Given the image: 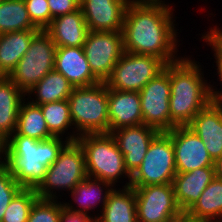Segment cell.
<instances>
[{
	"label": "cell",
	"instance_id": "cell-1",
	"mask_svg": "<svg viewBox=\"0 0 222 222\" xmlns=\"http://www.w3.org/2000/svg\"><path fill=\"white\" fill-rule=\"evenodd\" d=\"M169 4L164 0H131L121 31L124 52L151 55L166 64L182 58L177 54L180 41L179 29H175L174 3Z\"/></svg>",
	"mask_w": 222,
	"mask_h": 222
},
{
	"label": "cell",
	"instance_id": "cell-2",
	"mask_svg": "<svg viewBox=\"0 0 222 222\" xmlns=\"http://www.w3.org/2000/svg\"><path fill=\"white\" fill-rule=\"evenodd\" d=\"M199 63L184 55L170 63V119L175 126H188L211 103V82Z\"/></svg>",
	"mask_w": 222,
	"mask_h": 222
},
{
	"label": "cell",
	"instance_id": "cell-3",
	"mask_svg": "<svg viewBox=\"0 0 222 222\" xmlns=\"http://www.w3.org/2000/svg\"><path fill=\"white\" fill-rule=\"evenodd\" d=\"M68 142L60 137L39 141L23 135H11L8 138L6 165L22 188L36 189L43 181L47 168Z\"/></svg>",
	"mask_w": 222,
	"mask_h": 222
},
{
	"label": "cell",
	"instance_id": "cell-4",
	"mask_svg": "<svg viewBox=\"0 0 222 222\" xmlns=\"http://www.w3.org/2000/svg\"><path fill=\"white\" fill-rule=\"evenodd\" d=\"M76 141L83 149L88 177L106 181L113 187L128 178L122 187L130 186L131 175L111 133L83 134Z\"/></svg>",
	"mask_w": 222,
	"mask_h": 222
},
{
	"label": "cell",
	"instance_id": "cell-5",
	"mask_svg": "<svg viewBox=\"0 0 222 222\" xmlns=\"http://www.w3.org/2000/svg\"><path fill=\"white\" fill-rule=\"evenodd\" d=\"M68 104L77 136L109 133L108 87L104 82L73 88Z\"/></svg>",
	"mask_w": 222,
	"mask_h": 222
},
{
	"label": "cell",
	"instance_id": "cell-6",
	"mask_svg": "<svg viewBox=\"0 0 222 222\" xmlns=\"http://www.w3.org/2000/svg\"><path fill=\"white\" fill-rule=\"evenodd\" d=\"M86 177L82 147L77 141L68 142L54 163L47 168L43 181L35 191L41 199L59 200L62 195L57 192H71Z\"/></svg>",
	"mask_w": 222,
	"mask_h": 222
},
{
	"label": "cell",
	"instance_id": "cell-7",
	"mask_svg": "<svg viewBox=\"0 0 222 222\" xmlns=\"http://www.w3.org/2000/svg\"><path fill=\"white\" fill-rule=\"evenodd\" d=\"M56 49L51 36L40 30L8 77L26 94L54 69Z\"/></svg>",
	"mask_w": 222,
	"mask_h": 222
},
{
	"label": "cell",
	"instance_id": "cell-8",
	"mask_svg": "<svg viewBox=\"0 0 222 222\" xmlns=\"http://www.w3.org/2000/svg\"><path fill=\"white\" fill-rule=\"evenodd\" d=\"M177 174L171 137L160 132L150 143L144 159L131 176L130 186L173 183Z\"/></svg>",
	"mask_w": 222,
	"mask_h": 222
},
{
	"label": "cell",
	"instance_id": "cell-9",
	"mask_svg": "<svg viewBox=\"0 0 222 222\" xmlns=\"http://www.w3.org/2000/svg\"><path fill=\"white\" fill-rule=\"evenodd\" d=\"M166 63L151 55L124 52L104 82L108 89L139 92L165 70Z\"/></svg>",
	"mask_w": 222,
	"mask_h": 222
},
{
	"label": "cell",
	"instance_id": "cell-10",
	"mask_svg": "<svg viewBox=\"0 0 222 222\" xmlns=\"http://www.w3.org/2000/svg\"><path fill=\"white\" fill-rule=\"evenodd\" d=\"M143 124L160 132L176 127L170 119V64L154 79H151L140 91Z\"/></svg>",
	"mask_w": 222,
	"mask_h": 222
},
{
	"label": "cell",
	"instance_id": "cell-11",
	"mask_svg": "<svg viewBox=\"0 0 222 222\" xmlns=\"http://www.w3.org/2000/svg\"><path fill=\"white\" fill-rule=\"evenodd\" d=\"M83 49L92 73L105 82L124 53L122 32L88 31Z\"/></svg>",
	"mask_w": 222,
	"mask_h": 222
},
{
	"label": "cell",
	"instance_id": "cell-12",
	"mask_svg": "<svg viewBox=\"0 0 222 222\" xmlns=\"http://www.w3.org/2000/svg\"><path fill=\"white\" fill-rule=\"evenodd\" d=\"M133 188L138 222H167L183 213L176 203L172 183Z\"/></svg>",
	"mask_w": 222,
	"mask_h": 222
},
{
	"label": "cell",
	"instance_id": "cell-13",
	"mask_svg": "<svg viewBox=\"0 0 222 222\" xmlns=\"http://www.w3.org/2000/svg\"><path fill=\"white\" fill-rule=\"evenodd\" d=\"M172 140L177 173L214 166L205 144L188 126H176L166 132Z\"/></svg>",
	"mask_w": 222,
	"mask_h": 222
},
{
	"label": "cell",
	"instance_id": "cell-14",
	"mask_svg": "<svg viewBox=\"0 0 222 222\" xmlns=\"http://www.w3.org/2000/svg\"><path fill=\"white\" fill-rule=\"evenodd\" d=\"M159 133L157 129L144 124L122 127L111 132L131 176L141 165L150 143Z\"/></svg>",
	"mask_w": 222,
	"mask_h": 222
},
{
	"label": "cell",
	"instance_id": "cell-15",
	"mask_svg": "<svg viewBox=\"0 0 222 222\" xmlns=\"http://www.w3.org/2000/svg\"><path fill=\"white\" fill-rule=\"evenodd\" d=\"M131 0H80L89 31L121 32Z\"/></svg>",
	"mask_w": 222,
	"mask_h": 222
},
{
	"label": "cell",
	"instance_id": "cell-16",
	"mask_svg": "<svg viewBox=\"0 0 222 222\" xmlns=\"http://www.w3.org/2000/svg\"><path fill=\"white\" fill-rule=\"evenodd\" d=\"M54 69L60 72L74 88L101 82L92 73L83 47H57Z\"/></svg>",
	"mask_w": 222,
	"mask_h": 222
},
{
	"label": "cell",
	"instance_id": "cell-17",
	"mask_svg": "<svg viewBox=\"0 0 222 222\" xmlns=\"http://www.w3.org/2000/svg\"><path fill=\"white\" fill-rule=\"evenodd\" d=\"M139 92L108 89L109 133L127 127L143 124Z\"/></svg>",
	"mask_w": 222,
	"mask_h": 222
},
{
	"label": "cell",
	"instance_id": "cell-18",
	"mask_svg": "<svg viewBox=\"0 0 222 222\" xmlns=\"http://www.w3.org/2000/svg\"><path fill=\"white\" fill-rule=\"evenodd\" d=\"M188 127L203 141L213 161L222 156V107L210 103Z\"/></svg>",
	"mask_w": 222,
	"mask_h": 222
},
{
	"label": "cell",
	"instance_id": "cell-19",
	"mask_svg": "<svg viewBox=\"0 0 222 222\" xmlns=\"http://www.w3.org/2000/svg\"><path fill=\"white\" fill-rule=\"evenodd\" d=\"M214 178V166L202 167L175 175L172 183L175 200L183 213L192 207Z\"/></svg>",
	"mask_w": 222,
	"mask_h": 222
},
{
	"label": "cell",
	"instance_id": "cell-20",
	"mask_svg": "<svg viewBox=\"0 0 222 222\" xmlns=\"http://www.w3.org/2000/svg\"><path fill=\"white\" fill-rule=\"evenodd\" d=\"M113 188L114 187L106 181L87 176L69 193L70 196H72V200H68L70 203L63 201V205L71 211L84 213L88 216H92L90 210L94 213L93 210L102 206V209L100 208L101 213V210H103L106 204L107 197ZM72 201L74 203L76 202L78 206L76 203L73 205L74 203Z\"/></svg>",
	"mask_w": 222,
	"mask_h": 222
},
{
	"label": "cell",
	"instance_id": "cell-21",
	"mask_svg": "<svg viewBox=\"0 0 222 222\" xmlns=\"http://www.w3.org/2000/svg\"><path fill=\"white\" fill-rule=\"evenodd\" d=\"M45 31L51 36L56 47H83L89 30L79 8L52 19Z\"/></svg>",
	"mask_w": 222,
	"mask_h": 222
},
{
	"label": "cell",
	"instance_id": "cell-22",
	"mask_svg": "<svg viewBox=\"0 0 222 222\" xmlns=\"http://www.w3.org/2000/svg\"><path fill=\"white\" fill-rule=\"evenodd\" d=\"M116 186L110 191L101 214L97 213V222H138L134 188Z\"/></svg>",
	"mask_w": 222,
	"mask_h": 222
},
{
	"label": "cell",
	"instance_id": "cell-23",
	"mask_svg": "<svg viewBox=\"0 0 222 222\" xmlns=\"http://www.w3.org/2000/svg\"><path fill=\"white\" fill-rule=\"evenodd\" d=\"M26 94L9 78L0 76V132L9 138L17 127L18 112Z\"/></svg>",
	"mask_w": 222,
	"mask_h": 222
},
{
	"label": "cell",
	"instance_id": "cell-24",
	"mask_svg": "<svg viewBox=\"0 0 222 222\" xmlns=\"http://www.w3.org/2000/svg\"><path fill=\"white\" fill-rule=\"evenodd\" d=\"M40 30H25L0 34V76L8 77Z\"/></svg>",
	"mask_w": 222,
	"mask_h": 222
},
{
	"label": "cell",
	"instance_id": "cell-25",
	"mask_svg": "<svg viewBox=\"0 0 222 222\" xmlns=\"http://www.w3.org/2000/svg\"><path fill=\"white\" fill-rule=\"evenodd\" d=\"M73 88L60 72L53 69L26 93V99H30L29 101L35 105L66 100ZM31 95L34 97L32 98Z\"/></svg>",
	"mask_w": 222,
	"mask_h": 222
},
{
	"label": "cell",
	"instance_id": "cell-26",
	"mask_svg": "<svg viewBox=\"0 0 222 222\" xmlns=\"http://www.w3.org/2000/svg\"><path fill=\"white\" fill-rule=\"evenodd\" d=\"M185 214L196 220L222 222V180L215 177Z\"/></svg>",
	"mask_w": 222,
	"mask_h": 222
},
{
	"label": "cell",
	"instance_id": "cell-27",
	"mask_svg": "<svg viewBox=\"0 0 222 222\" xmlns=\"http://www.w3.org/2000/svg\"><path fill=\"white\" fill-rule=\"evenodd\" d=\"M39 106L46 120L49 133L53 137H60L69 142L77 140L78 136L76 135L74 127H72L73 123L70 116L68 99L45 103ZM68 130H70V132H68ZM65 133L68 134L66 135Z\"/></svg>",
	"mask_w": 222,
	"mask_h": 222
},
{
	"label": "cell",
	"instance_id": "cell-28",
	"mask_svg": "<svg viewBox=\"0 0 222 222\" xmlns=\"http://www.w3.org/2000/svg\"><path fill=\"white\" fill-rule=\"evenodd\" d=\"M12 135H23L39 141L53 137L48 130L46 120L39 105L26 99L21 103L16 131Z\"/></svg>",
	"mask_w": 222,
	"mask_h": 222
},
{
	"label": "cell",
	"instance_id": "cell-29",
	"mask_svg": "<svg viewBox=\"0 0 222 222\" xmlns=\"http://www.w3.org/2000/svg\"><path fill=\"white\" fill-rule=\"evenodd\" d=\"M25 30H40L31 22L25 1L0 2V34Z\"/></svg>",
	"mask_w": 222,
	"mask_h": 222
},
{
	"label": "cell",
	"instance_id": "cell-30",
	"mask_svg": "<svg viewBox=\"0 0 222 222\" xmlns=\"http://www.w3.org/2000/svg\"><path fill=\"white\" fill-rule=\"evenodd\" d=\"M38 198L35 189L22 188L11 200L1 222H27L32 205Z\"/></svg>",
	"mask_w": 222,
	"mask_h": 222
},
{
	"label": "cell",
	"instance_id": "cell-31",
	"mask_svg": "<svg viewBox=\"0 0 222 222\" xmlns=\"http://www.w3.org/2000/svg\"><path fill=\"white\" fill-rule=\"evenodd\" d=\"M62 201L38 198L30 210L27 222H60Z\"/></svg>",
	"mask_w": 222,
	"mask_h": 222
},
{
	"label": "cell",
	"instance_id": "cell-32",
	"mask_svg": "<svg viewBox=\"0 0 222 222\" xmlns=\"http://www.w3.org/2000/svg\"><path fill=\"white\" fill-rule=\"evenodd\" d=\"M21 189L7 165H0V222L11 200Z\"/></svg>",
	"mask_w": 222,
	"mask_h": 222
},
{
	"label": "cell",
	"instance_id": "cell-33",
	"mask_svg": "<svg viewBox=\"0 0 222 222\" xmlns=\"http://www.w3.org/2000/svg\"><path fill=\"white\" fill-rule=\"evenodd\" d=\"M31 22L40 30H45L52 22L47 0H24Z\"/></svg>",
	"mask_w": 222,
	"mask_h": 222
},
{
	"label": "cell",
	"instance_id": "cell-34",
	"mask_svg": "<svg viewBox=\"0 0 222 222\" xmlns=\"http://www.w3.org/2000/svg\"><path fill=\"white\" fill-rule=\"evenodd\" d=\"M51 17L65 15L80 8V0H47Z\"/></svg>",
	"mask_w": 222,
	"mask_h": 222
},
{
	"label": "cell",
	"instance_id": "cell-35",
	"mask_svg": "<svg viewBox=\"0 0 222 222\" xmlns=\"http://www.w3.org/2000/svg\"><path fill=\"white\" fill-rule=\"evenodd\" d=\"M220 28L217 25L209 28V31L202 34L201 38L222 58V27Z\"/></svg>",
	"mask_w": 222,
	"mask_h": 222
},
{
	"label": "cell",
	"instance_id": "cell-36",
	"mask_svg": "<svg viewBox=\"0 0 222 222\" xmlns=\"http://www.w3.org/2000/svg\"><path fill=\"white\" fill-rule=\"evenodd\" d=\"M60 222H97L96 214L88 216L84 213L71 211L64 207L62 201V210L60 215Z\"/></svg>",
	"mask_w": 222,
	"mask_h": 222
},
{
	"label": "cell",
	"instance_id": "cell-37",
	"mask_svg": "<svg viewBox=\"0 0 222 222\" xmlns=\"http://www.w3.org/2000/svg\"><path fill=\"white\" fill-rule=\"evenodd\" d=\"M214 52V58L216 59L215 63H216V67H217V80H219L220 82V86H222V58L213 50ZM213 86V87H212ZM216 90V91H215ZM218 88L216 86H214V83L211 84V103L222 107V89L221 91H217Z\"/></svg>",
	"mask_w": 222,
	"mask_h": 222
},
{
	"label": "cell",
	"instance_id": "cell-38",
	"mask_svg": "<svg viewBox=\"0 0 222 222\" xmlns=\"http://www.w3.org/2000/svg\"><path fill=\"white\" fill-rule=\"evenodd\" d=\"M8 159V138L0 132V165H6Z\"/></svg>",
	"mask_w": 222,
	"mask_h": 222
},
{
	"label": "cell",
	"instance_id": "cell-39",
	"mask_svg": "<svg viewBox=\"0 0 222 222\" xmlns=\"http://www.w3.org/2000/svg\"><path fill=\"white\" fill-rule=\"evenodd\" d=\"M215 177L222 180V156L214 161Z\"/></svg>",
	"mask_w": 222,
	"mask_h": 222
},
{
	"label": "cell",
	"instance_id": "cell-40",
	"mask_svg": "<svg viewBox=\"0 0 222 222\" xmlns=\"http://www.w3.org/2000/svg\"><path fill=\"white\" fill-rule=\"evenodd\" d=\"M181 222H209V221L196 220V219L188 217L185 213H182L181 214Z\"/></svg>",
	"mask_w": 222,
	"mask_h": 222
},
{
	"label": "cell",
	"instance_id": "cell-41",
	"mask_svg": "<svg viewBox=\"0 0 222 222\" xmlns=\"http://www.w3.org/2000/svg\"><path fill=\"white\" fill-rule=\"evenodd\" d=\"M167 222H181V215L177 216V217H175V218H173V219H171V220H169Z\"/></svg>",
	"mask_w": 222,
	"mask_h": 222
}]
</instances>
